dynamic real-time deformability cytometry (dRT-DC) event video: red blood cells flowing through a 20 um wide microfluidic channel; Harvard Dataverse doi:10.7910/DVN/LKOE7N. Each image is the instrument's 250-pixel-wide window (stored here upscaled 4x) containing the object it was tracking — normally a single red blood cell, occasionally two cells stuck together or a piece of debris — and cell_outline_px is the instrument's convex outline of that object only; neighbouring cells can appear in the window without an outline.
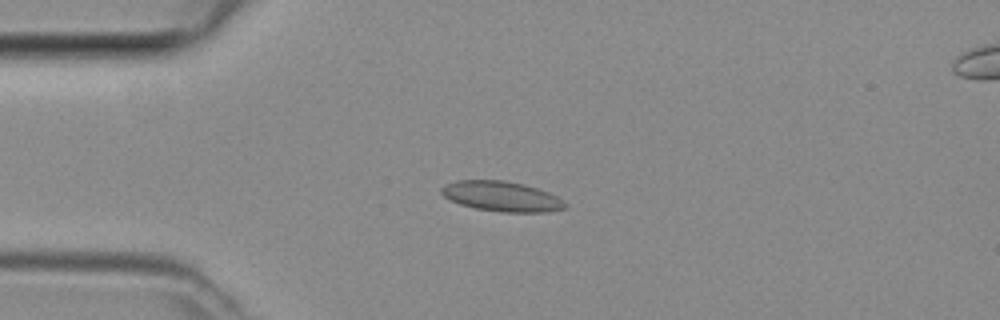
{"species": "common noctule bat (a hibernating species)", "species_latin": "Nyctalus noctula", "temperature_condition": "room temperature", "stored_images_in_passage": 46, "camera_frame_rate_fps": 3000, "um_per_image_px": 0.085, "animal": {"sex": "female", "body_mass_g": 29.2, "forearm_length_mm": 56.3}, "frame": {"image": 1, "passage_image": 11, "time_ms": 3.333, "image_size_px": [1000, 320], "cell_outline_px": [[568, 208], [548, 212], [500, 212], [476, 208], [460, 204], [444, 196], [440, 192], [440, 188], [456, 180], [504, 180], [524, 184], [548, 192], [556, 196], [568, 204]], "centroid_in_image_um": [42.67, 16.69], "position_along_channel_um": 42.3, "area_um2": 21.68}}
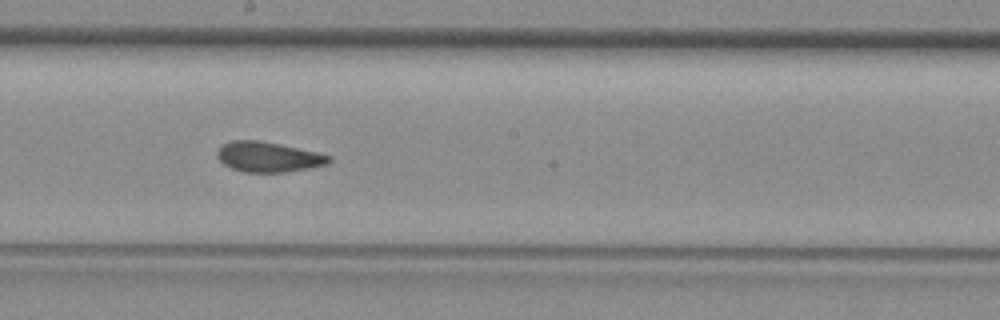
{"frame": {"image": 2, "passage_image": 25, "time_ms": 8.0, "image_size_px": [1000, 320], "cell_outline_px": [[332, 160], [328, 164], [308, 168], [284, 172], [244, 172], [232, 168], [224, 164], [216, 156], [216, 152], [224, 144], [232, 140], [260, 140], [280, 144], [316, 152], [332, 156]], "centroid_in_image_um": [22.81, 13.33], "position_along_channel_um": 225.4, "area_um2": 19.54}}
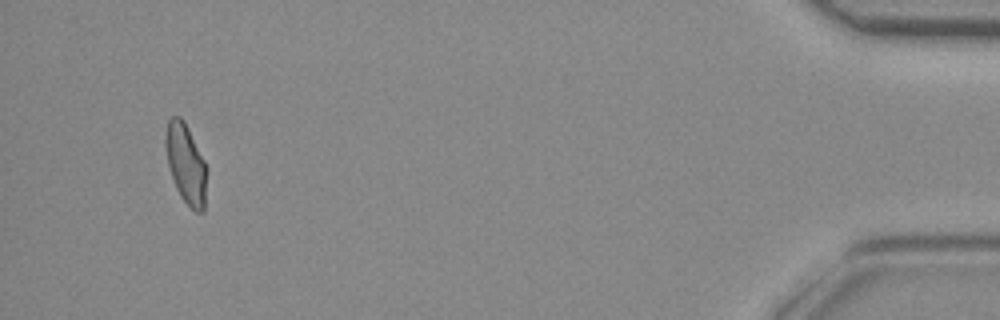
{"frame": {"image": 3, "passage_image": 44, "time_ms": 14.333, "image_size_px": [1000, 320], "cell_outline_px": [[208, 168], [204, 212], [196, 212], [180, 196], [176, 188], [168, 164], [164, 148], [164, 140], [168, 120], [172, 116], [180, 116], [184, 120]], "centroid_in_image_um": [15.81, 13.91], "position_along_channel_um": 419.4, "area_um2": 19.31}}